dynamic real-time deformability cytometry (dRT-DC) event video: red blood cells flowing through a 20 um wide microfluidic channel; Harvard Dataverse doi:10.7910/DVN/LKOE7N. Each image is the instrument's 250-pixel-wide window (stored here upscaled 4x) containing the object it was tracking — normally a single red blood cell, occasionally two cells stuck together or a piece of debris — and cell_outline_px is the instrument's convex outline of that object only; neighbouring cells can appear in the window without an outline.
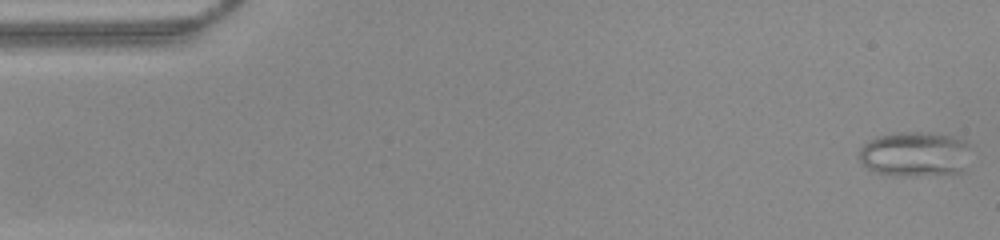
{"species": "common noctule bat (a hibernating species)", "species_latin": "Nyctalus noctula", "temperature_condition": "warm", "stored_images_in_passage": 22, "camera_frame_rate_fps": 3000, "um_per_image_px": 0.085, "animal": {"sex": "female", "body_mass_g": 22.0, "forearm_length_mm": 56.7}, "frame": {"image": 1, "passage_image": 1, "time_ms": 0.0, "image_size_px": [1000, 240], "cell_outline_px": [[968, 148], [960, 172], [916, 176], [888, 176], [876, 172], [868, 168], [860, 160], [860, 148], [868, 140], [876, 136], [896, 132], [932, 132], [952, 136], [964, 140]], "centroid_in_image_um": [77.68, 13.09], "position_along_channel_um": 7.3, "area_um2": 29.07}}